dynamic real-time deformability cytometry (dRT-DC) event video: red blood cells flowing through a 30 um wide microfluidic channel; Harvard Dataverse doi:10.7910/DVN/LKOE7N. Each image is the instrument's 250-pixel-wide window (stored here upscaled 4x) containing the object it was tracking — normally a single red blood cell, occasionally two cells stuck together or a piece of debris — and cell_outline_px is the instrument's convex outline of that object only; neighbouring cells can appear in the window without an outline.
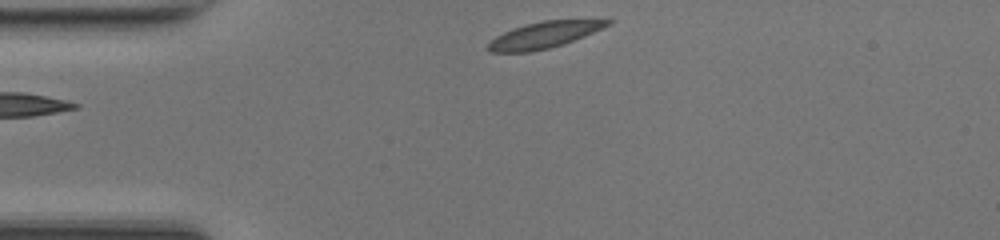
{"species": "common noctule bat (a hibernating species)", "species_latin": "Nyctalus noctula", "temperature_condition": "room temperature", "stored_images_in_passage": 33, "camera_frame_rate_fps": 3000, "um_per_image_px": 0.085, "animal": {"sex": "female", "body_mass_g": 17.0, "forearm_length_mm": 48.0}, "frame": {"image": 1, "passage_image": 1, "time_ms": 0.0, "image_size_px": [1000, 240], "cell_outline_px": [[616, 20], [612, 24], [604, 28], [564, 44], [532, 52], [488, 52], [488, 44], [496, 36], [512, 28], [524, 24], [544, 20]], "centroid_in_image_um": [46.27, 2.97], "position_along_channel_um": 38.7, "area_um2": 18.32}}
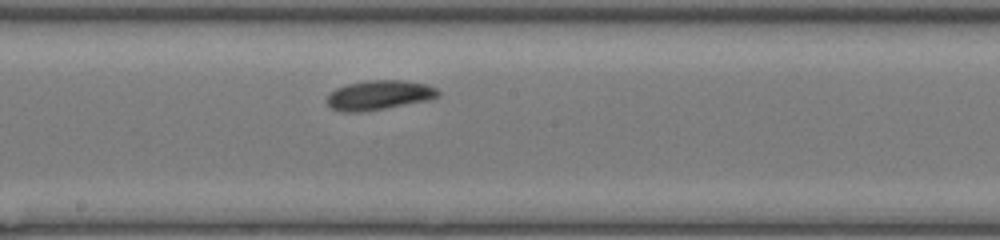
{"frame": {"image": 2, "passage_image": 16, "time_ms": 5.0, "image_size_px": [1000, 240], "cell_outline_px": [[440, 96], [432, 100], [360, 112], [340, 112], [332, 108], [324, 100], [336, 88], [348, 84], [368, 80], [400, 80], [428, 84], [436, 88], [440, 92]], "centroid_in_image_um": [32.25, 8.09], "position_along_channel_um": 215.9, "area_um2": 19.25}}
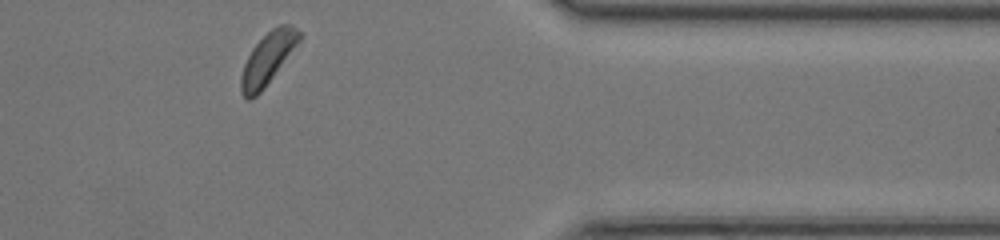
{"frame": {"image": 3, "passage_image": 30, "time_ms": 9.667, "image_size_px": [1000, 240], "cell_outline_px": [[300, 40], [264, 88], [256, 96], [248, 100], [240, 92], [240, 76], [244, 64], [252, 48], [272, 28], [280, 24], [288, 24], [296, 28], [300, 32]], "centroid_in_image_um": [22.72, 4.99], "position_along_channel_um": 388.7, "area_um2": 17.17}, "authors_computed_cell_mechanics": {"area_um2": 18.3804, "velocity_mm_per_s": 4.1847, "shape_relaxation_time_tau1_ms": null, "shape_relaxation_time_tau2_ms": 7.4948, "deformation_change_tau1": null, "deformation_change_tau2": 0.1194}}